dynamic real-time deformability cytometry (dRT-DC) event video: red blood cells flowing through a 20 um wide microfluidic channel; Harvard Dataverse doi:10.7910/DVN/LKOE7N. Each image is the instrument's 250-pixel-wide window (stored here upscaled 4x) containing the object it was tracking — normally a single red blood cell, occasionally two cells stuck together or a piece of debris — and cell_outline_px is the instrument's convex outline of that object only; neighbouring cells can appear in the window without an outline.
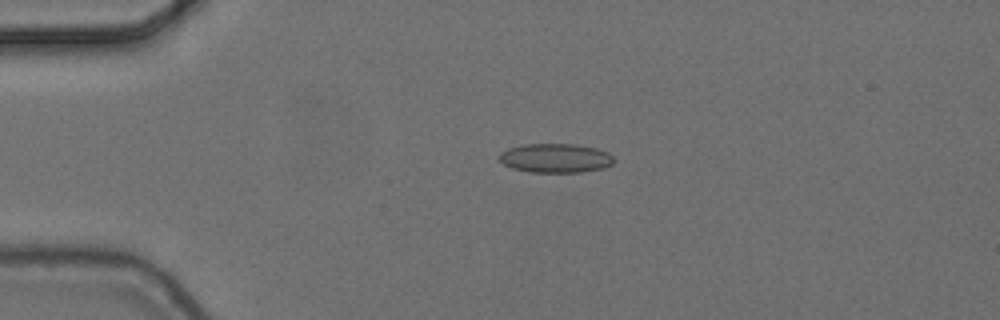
{"species": "common noctule bat (a hibernating species)", "species_latin": "Nyctalus noctula", "temperature_condition": "cold", "stored_images_in_passage": 5, "camera_frame_rate_fps": 3000, "um_per_image_px": 0.085, "animal": {"sex": "female", "body_mass_g": 24.6, "forearm_length_mm": 56.2}, "frame": {"image": 1, "passage_image": 3, "time_ms": 0.667, "image_size_px": [1000, 320], "cell_outline_px": [[612, 164], [604, 168], [584, 172], [528, 172], [512, 168], [504, 164], [496, 156], [500, 152], [508, 148], [520, 144], [576, 144], [596, 148], [608, 152], [612, 156]], "centroid_in_image_um": [47.18, 13.43], "position_along_channel_um": 37.8, "area_um2": 19.65}}